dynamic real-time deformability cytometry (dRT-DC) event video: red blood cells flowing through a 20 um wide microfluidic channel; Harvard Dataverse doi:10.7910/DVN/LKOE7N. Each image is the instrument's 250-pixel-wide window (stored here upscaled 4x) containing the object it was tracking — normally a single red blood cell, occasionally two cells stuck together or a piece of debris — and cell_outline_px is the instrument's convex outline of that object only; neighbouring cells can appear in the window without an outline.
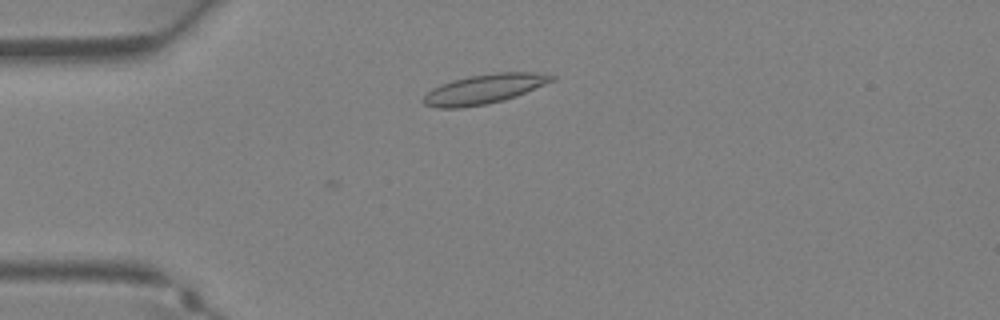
{"species": "Egyptian fruit bat (a non-hibernating species)", "species_latin": "Rousettus aegyptiacus", "temperature_condition": "warm", "stored_images_in_passage": 25, "camera_frame_rate_fps": 3000, "um_per_image_px": 0.085, "animal": {"sex": "female"}, "frame": {"image": 1, "passage_image": 1, "time_ms": 0.0, "image_size_px": [1000, 320], "cell_outline_px": [[556, 80], [516, 96], [504, 100], [488, 104], [460, 108], [436, 108], [424, 104], [420, 100], [432, 88], [440, 84], [452, 80], [472, 76], [496, 72], [536, 72], [556, 76]], "centroid_in_image_um": [41.15, 7.57], "position_along_channel_um": 43.8, "area_um2": 22.2}}
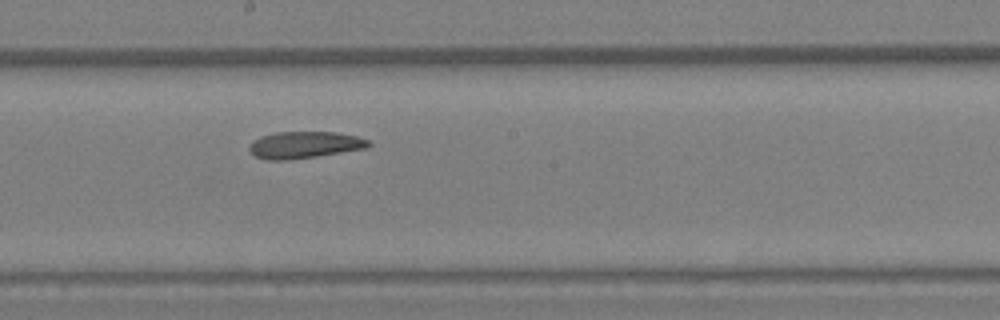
{"frame": {"image": 2, "passage_image": 12, "time_ms": 3.667, "image_size_px": [1000, 320], "cell_outline_px": [[372, 144], [368, 148], [316, 156], [288, 160], [268, 160], [256, 156], [248, 148], [256, 140], [264, 136], [276, 132], [336, 132], [356, 136], [368, 140]], "centroid_in_image_um": [25.95, 12.32], "position_along_channel_um": 222.3, "area_um2": 18.32}}
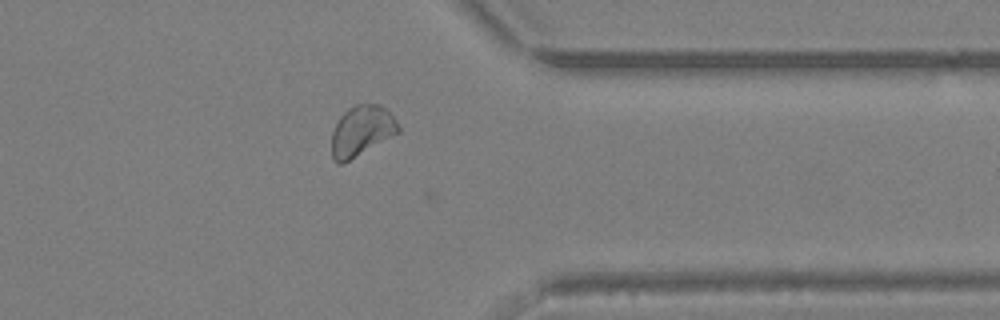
{"frame": {"image": 3, "passage_image": 21, "time_ms": 6.667, "image_size_px": [1000, 320], "cell_outline_px": [[400, 132], [344, 164], [336, 164], [332, 160], [332, 132], [340, 116], [348, 108], [356, 104], [380, 104], [396, 120], [400, 128]], "centroid_in_image_um": [30.72, 11.15], "position_along_channel_um": 380.7, "area_um2": 19.71}}